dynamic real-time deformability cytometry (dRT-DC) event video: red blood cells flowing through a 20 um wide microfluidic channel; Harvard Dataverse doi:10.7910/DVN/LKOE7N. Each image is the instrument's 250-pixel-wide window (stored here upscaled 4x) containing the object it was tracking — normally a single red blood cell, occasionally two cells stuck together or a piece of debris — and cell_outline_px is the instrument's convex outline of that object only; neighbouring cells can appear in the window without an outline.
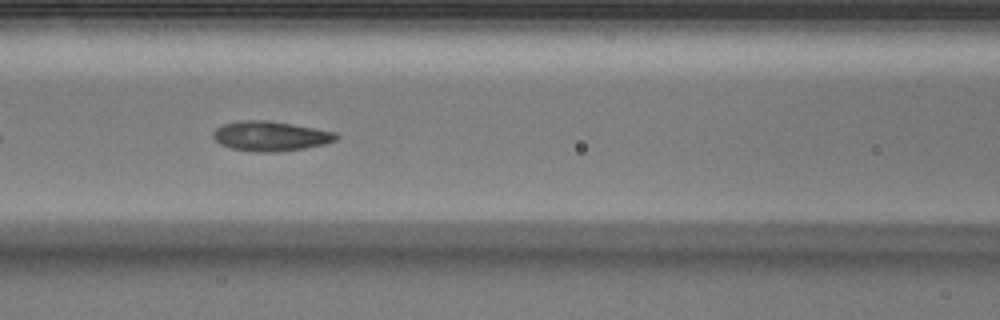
{"species": "Egyptian fruit bat (a non-hibernating species)", "species_latin": "Rousettus aegyptiacus", "temperature_condition": "warm", "stored_images_in_passage": 18, "camera_frame_rate_fps": 3000, "um_per_image_px": 0.085, "animal": {"sex": "male"}, "frame": {"image": 1, "passage_image": 8, "time_ms": 2.333, "image_size_px": [1000, 320], "cell_outline_px": [[340, 136], [336, 140], [324, 144], [304, 148], [276, 152], [260, 152], [232, 148], [220, 144], [212, 136], [212, 132], [216, 128], [224, 124], [240, 120], [268, 120], [292, 124], [336, 132]], "centroid_in_image_um": [22.99, 11.56], "position_along_channel_um": 143.6, "area_um2": 21.27}}
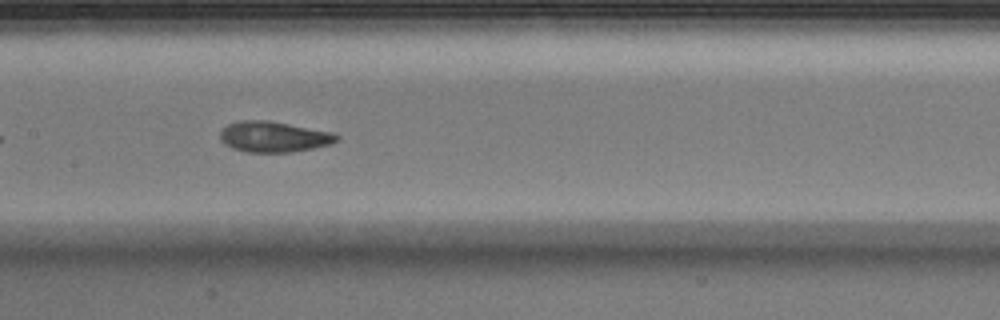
{"frame": {"image": 2, "passage_image": 11, "time_ms": 3.333, "image_size_px": [1000, 320], "cell_outline_px": [[340, 140], [332, 144], [292, 152], [248, 152], [232, 148], [224, 144], [220, 140], [220, 132], [228, 124], [236, 120], [268, 120], [332, 132], [340, 136]], "centroid_in_image_um": [23.27, 11.62], "position_along_channel_um": 184.1, "area_um2": 20.98}}